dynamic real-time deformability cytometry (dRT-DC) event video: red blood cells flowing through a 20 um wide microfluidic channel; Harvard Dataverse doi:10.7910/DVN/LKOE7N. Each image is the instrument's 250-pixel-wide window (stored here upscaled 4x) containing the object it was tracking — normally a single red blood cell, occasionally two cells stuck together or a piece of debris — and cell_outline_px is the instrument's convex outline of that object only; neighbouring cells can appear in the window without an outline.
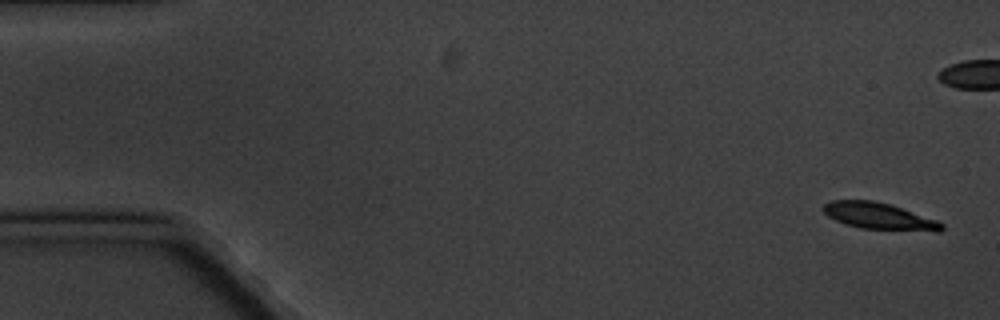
{"species": "common noctule bat (a hibernating species)", "species_latin": "Nyctalus noctula", "temperature_condition": "cold", "stored_images_in_passage": 12, "camera_frame_rate_fps": 3000, "um_per_image_px": 0.085, "animal": {"sex": "male", "body_mass_g": 20.1, "forearm_length_mm": 53.5}, "frame": {"image": 1, "passage_image": 1, "time_ms": 0.0, "image_size_px": [1000, 320], "cell_outline_px": [[944, 228], [940, 232], [936, 232], [860, 228], [844, 224], [828, 216], [820, 208], [824, 204], [832, 200], [872, 200], [892, 204], [936, 220], [944, 224]], "centroid_in_image_um": [74.73, 18.37], "position_along_channel_um": 10.3, "area_um2": 18.61}}